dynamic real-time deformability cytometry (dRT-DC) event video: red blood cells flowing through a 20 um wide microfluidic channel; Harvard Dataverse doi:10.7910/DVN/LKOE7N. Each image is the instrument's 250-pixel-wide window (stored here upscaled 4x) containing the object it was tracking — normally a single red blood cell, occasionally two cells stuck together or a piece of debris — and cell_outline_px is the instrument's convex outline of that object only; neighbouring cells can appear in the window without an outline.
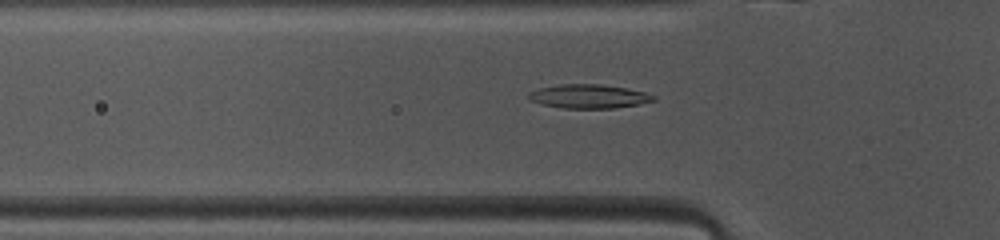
{"species": "common noctule bat (a hibernating species)", "species_latin": "Nyctalus noctula", "temperature_condition": "warm", "stored_images_in_passage": 46, "camera_frame_rate_fps": 3000, "um_per_image_px": 0.085, "animal": {"sex": "female", "body_mass_g": 10.0, "forearm_length_mm": 53.1}, "frame": {"image": 1, "passage_image": 13, "time_ms": 4.0, "image_size_px": [1000, 240], "cell_outline_px": [[656, 100], [640, 104], [612, 108], [564, 108], [544, 104], [528, 100], [528, 92], [540, 88], [560, 84], [600, 84], [624, 88], [644, 92], [656, 96]], "centroid_in_image_um": [50.04, 8.19], "position_along_channel_um": 75.8, "area_um2": 17.22}}
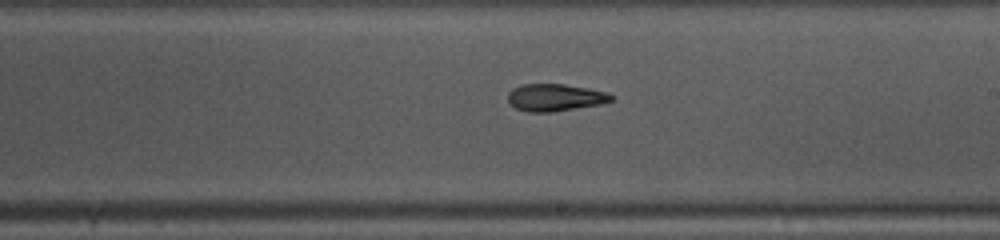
{"frame": {"image": 2, "passage_image": 25, "time_ms": 8.0, "image_size_px": [1000, 240], "cell_outline_px": [[612, 100], [600, 104], [552, 112], [528, 112], [516, 108], [508, 104], [508, 92], [512, 88], [520, 84], [564, 84], [588, 88], [608, 92], [612, 96]], "centroid_in_image_um": [47.13, 8.28], "position_along_channel_um": 241.9, "area_um2": 16.47}}
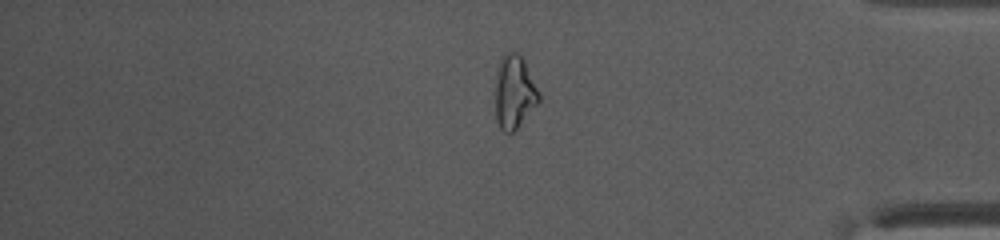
{"frame": {"image": 3, "passage_image": 38, "time_ms": 12.333, "image_size_px": [1000, 240], "cell_outline_px": [[540, 100], [516, 128], [512, 132], [504, 132], [500, 128], [496, 120], [496, 80], [500, 60], [508, 48], [520, 52], [524, 56], [540, 96]], "centroid_in_image_um": [43.72, 7.73], "position_along_channel_um": 391.5, "area_um2": 18.67}, "authors_computed_cell_mechanics": {"area_um2": 17.1088, "velocity_mm_per_s": 4.1174, "shape_relaxation_time_tau1_ms": 8.6931, "shape_relaxation_time_tau2_ms": 4.8832, "deformation_change_tau1": 0.2105, "deformation_change_tau2": 0.1473}}